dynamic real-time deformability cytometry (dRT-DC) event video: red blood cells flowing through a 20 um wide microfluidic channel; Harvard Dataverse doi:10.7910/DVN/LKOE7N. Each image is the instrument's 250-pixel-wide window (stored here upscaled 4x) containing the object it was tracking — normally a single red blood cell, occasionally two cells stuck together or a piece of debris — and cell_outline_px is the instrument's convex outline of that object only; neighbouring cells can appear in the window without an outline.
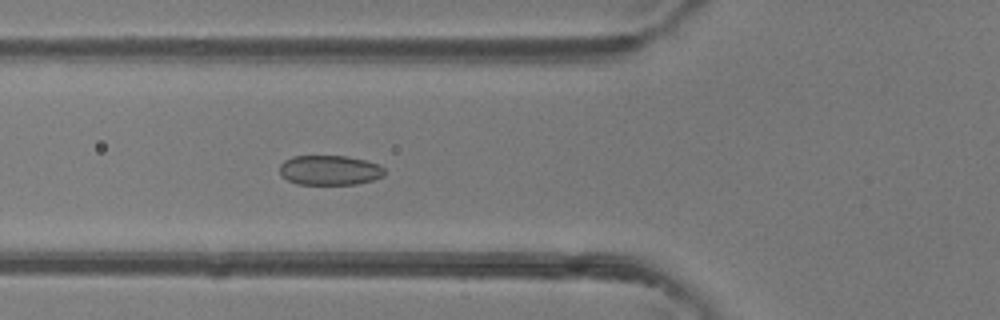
{"species": "common noctule bat (a hibernating species)", "species_latin": "Nyctalus noctula", "temperature_condition": "room temperature", "stored_images_in_passage": 47, "camera_frame_rate_fps": 3000, "um_per_image_px": 0.085, "animal": {"sex": "female"}, "frame": {"image": 1, "passage_image": 17, "time_ms": 5.333, "image_size_px": [1000, 320], "cell_outline_px": [[384, 176], [372, 180], [356, 184], [296, 184], [280, 176], [280, 164], [284, 160], [292, 156], [348, 156], [380, 164], [384, 168]], "centroid_in_image_um": [28.01, 14.46], "position_along_channel_um": 97.8, "area_um2": 18.32}}
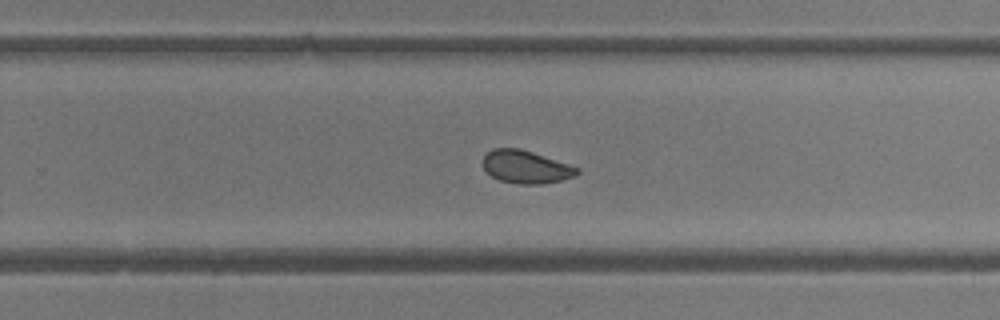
{"frame": {"image": 2, "passage_image": 30, "time_ms": 9.667, "image_size_px": [1000, 320], "cell_outline_px": [[580, 172], [576, 176], [544, 184], [516, 184], [500, 180], [492, 176], [484, 168], [484, 156], [492, 148], [520, 148], [580, 168]], "centroid_in_image_um": [44.72, 14.19], "position_along_channel_um": 285.1, "area_um2": 17.92}}
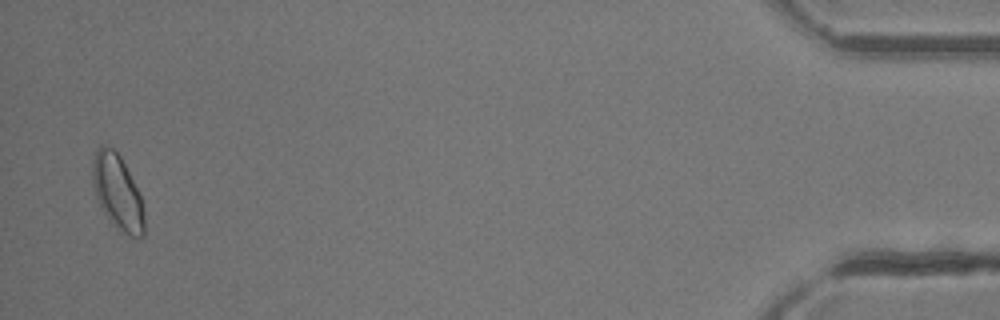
{"frame": {"image": 3, "passage_image": 46, "time_ms": 15.0, "image_size_px": [1000, 320], "cell_outline_px": [[144, 236], [128, 236], [104, 212], [96, 200], [92, 180], [92, 160], [96, 148], [100, 144], [112, 148], [120, 156], [140, 196], [144, 212]], "centroid_in_image_um": [9.95, 16.29], "position_along_channel_um": 425.2, "area_um2": 22.08}, "authors_computed_cell_mechanics": {"area_um2": 18.8428, "velocity_mm_per_s": 4.3234, "shape_relaxation_time_tau1_ms": 2.1727, "shape_relaxation_time_tau2_ms": 1.3092, "deformation_change_tau1": 0.0665, "deformation_change_tau2": 0.0451}}